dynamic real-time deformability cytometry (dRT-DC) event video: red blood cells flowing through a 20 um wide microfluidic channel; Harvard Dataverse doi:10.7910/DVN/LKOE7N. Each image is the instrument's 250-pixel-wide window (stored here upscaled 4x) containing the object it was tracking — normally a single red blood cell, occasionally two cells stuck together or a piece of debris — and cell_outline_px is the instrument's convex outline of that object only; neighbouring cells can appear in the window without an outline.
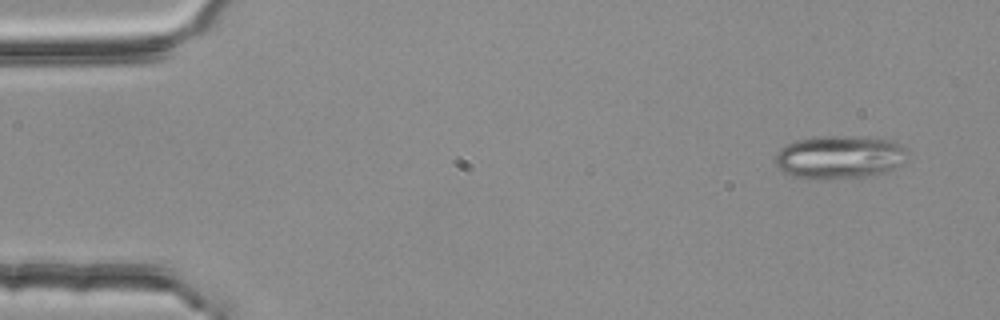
{"species": "common noctule bat (a hibernating species)", "species_latin": "Nyctalus noctula", "temperature_condition": "room temperature", "stored_images_in_passage": 3, "camera_frame_rate_fps": 3000, "um_per_image_px": 0.085, "animal": {"sex": "female", "body_mass_g": 25.1}, "frame": {"image": 1, "passage_image": 1, "time_ms": 0.0, "image_size_px": [1000, 320], "cell_outline_px": [[908, 152], [900, 164], [876, 176], [824, 180], [808, 180], [788, 176], [780, 172], [776, 164], [776, 152], [780, 148], [796, 140], [820, 136], [848, 136], [888, 140], [904, 148]], "centroid_in_image_um": [71.25, 13.4], "position_along_channel_um": 13.7, "area_um2": 33.64}}